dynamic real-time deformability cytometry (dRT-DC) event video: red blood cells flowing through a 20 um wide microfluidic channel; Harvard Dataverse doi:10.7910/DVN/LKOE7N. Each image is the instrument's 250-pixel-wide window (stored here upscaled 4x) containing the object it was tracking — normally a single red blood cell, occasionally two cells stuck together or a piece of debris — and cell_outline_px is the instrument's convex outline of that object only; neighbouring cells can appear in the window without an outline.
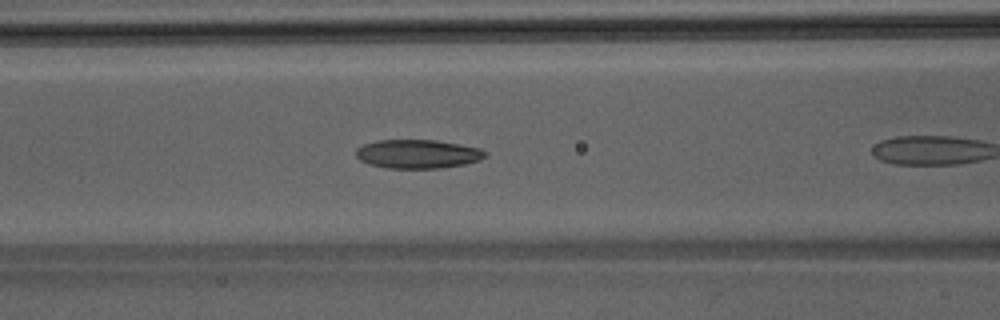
{"species": "Egyptian fruit bat (a non-hibernating species)", "species_latin": "Rousettus aegyptiacus", "temperature_condition": "room temperature", "stored_images_in_passage": 10, "camera_frame_rate_fps": 3000, "um_per_image_px": 0.085, "animal": {"sex": "male"}, "frame": {"image": 1, "passage_image": 7, "time_ms": 2.0, "image_size_px": [1000, 320], "cell_outline_px": [[488, 156], [480, 160], [464, 164], [440, 168], [384, 168], [368, 164], [360, 160], [356, 156], [356, 148], [364, 144], [376, 140], [436, 140], [460, 144], [480, 148], [488, 152]], "centroid_in_image_um": [35.52, 13.08], "position_along_channel_um": 131.1, "area_um2": 21.91}}